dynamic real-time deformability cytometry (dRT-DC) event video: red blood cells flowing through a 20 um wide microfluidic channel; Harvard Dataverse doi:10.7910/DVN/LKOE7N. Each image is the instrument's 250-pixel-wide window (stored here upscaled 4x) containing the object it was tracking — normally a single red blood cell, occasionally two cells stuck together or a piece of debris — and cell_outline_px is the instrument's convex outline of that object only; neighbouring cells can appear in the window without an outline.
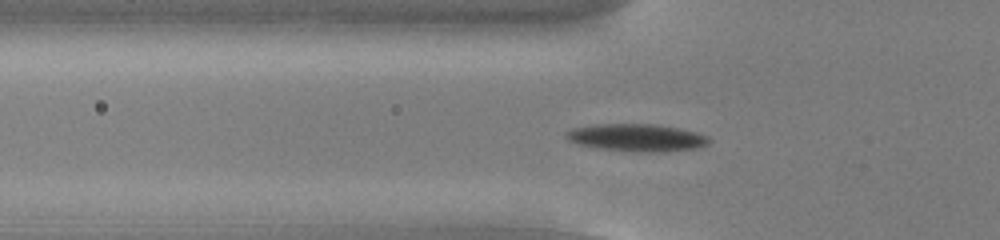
{"species": "common noctule bat (a hibernating species)", "species_latin": "Nyctalus noctula", "temperature_condition": "cold", "stored_images_in_passage": 53, "camera_frame_rate_fps": 3000, "um_per_image_px": 0.085, "animal": {"sex": "male", "body_mass_g": 13.0, "forearm_length_mm": 53.1}, "frame": {"image": 1, "passage_image": 19, "time_ms": 6.0, "image_size_px": [1000, 240], "cell_outline_px": [[712, 140], [708, 144], [696, 148], [660, 152], [632, 152], [596, 148], [576, 144], [568, 140], [564, 136], [564, 132], [572, 128], [596, 124], [656, 124], [680, 128], [696, 132], [708, 136]], "centroid_in_image_um": [54.1, 11.7], "position_along_channel_um": 71.7, "area_um2": 23.24}}
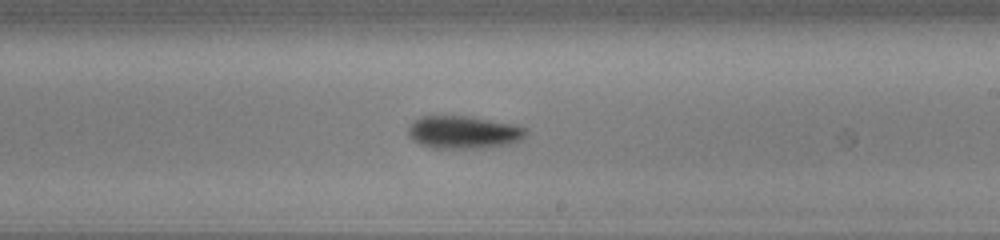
{"frame": {"image": 2, "passage_image": 33, "time_ms": 10.667, "image_size_px": [1000, 240], "cell_outline_px": [[528, 132], [520, 140], [508, 144], [484, 148], [432, 148], [420, 144], [412, 140], [408, 136], [408, 128], [420, 116], [472, 116], [516, 124], [528, 128]], "centroid_in_image_um": [39.43, 11.23], "position_along_channel_um": 249.6, "area_um2": 22.72}}
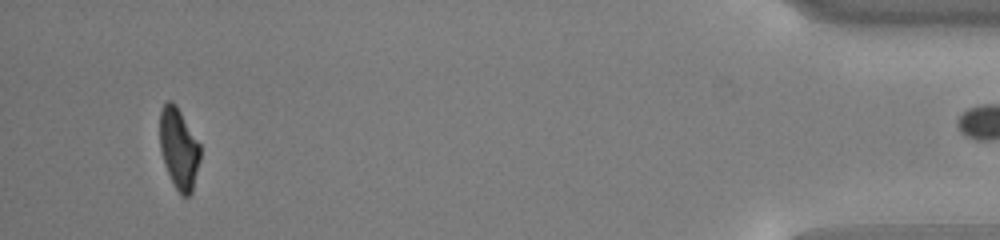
{"frame": {"image": 3, "passage_image": 52, "time_ms": 17.0, "image_size_px": [1000, 240], "cell_outline_px": [[200, 160], [192, 192], [188, 196], [180, 196], [164, 164], [160, 152], [160, 112], [164, 104], [168, 100], [172, 100], [176, 104], [200, 144]], "centroid_in_image_um": [15.2, 12.62], "position_along_channel_um": 420.0, "area_um2": 19.07}}